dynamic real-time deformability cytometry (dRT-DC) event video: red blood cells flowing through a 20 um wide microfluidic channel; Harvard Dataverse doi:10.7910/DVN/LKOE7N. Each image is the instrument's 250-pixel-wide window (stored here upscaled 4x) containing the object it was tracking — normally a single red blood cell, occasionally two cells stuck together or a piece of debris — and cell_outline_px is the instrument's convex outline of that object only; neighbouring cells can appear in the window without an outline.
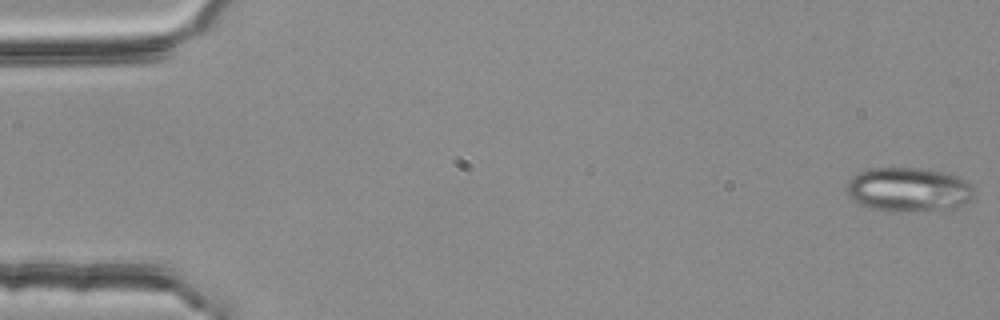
{"species": "common noctule bat (a hibernating species)", "species_latin": "Nyctalus noctula", "temperature_condition": "room temperature", "stored_images_in_passage": 54, "camera_frame_rate_fps": 3000, "um_per_image_px": 0.085, "animal": {"sex": "female", "body_mass_g": 25.1}, "frame": {"image": 1, "passage_image": 1, "time_ms": 0.0, "image_size_px": [1000, 320], "cell_outline_px": [[972, 196], [964, 204], [952, 208], [908, 212], [888, 212], [872, 208], [860, 204], [848, 196], [848, 180], [860, 172], [868, 168], [920, 168], [944, 172], [956, 176], [964, 180], [972, 188]], "centroid_in_image_um": [77.19, 16.12], "position_along_channel_um": 7.8, "area_um2": 32.6}}
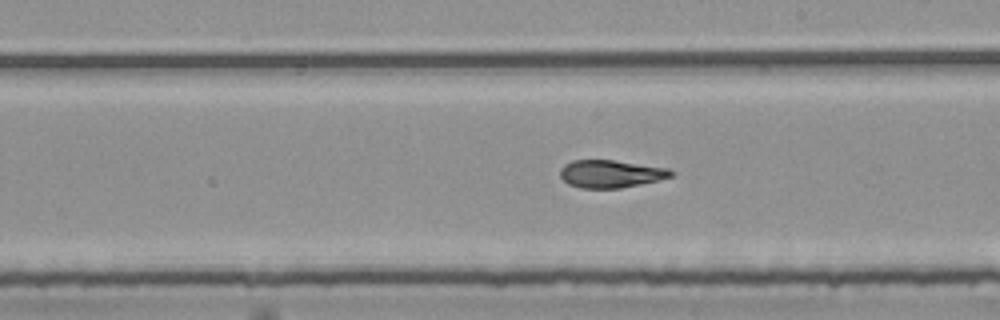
{"frame": {"image": 2, "passage_image": 31, "time_ms": 10.0, "image_size_px": [1000, 320], "cell_outline_px": [[676, 172], [672, 176], [660, 180], [620, 188], [580, 188], [568, 184], [560, 176], [560, 168], [564, 164], [572, 160], [612, 160], [668, 168]], "centroid_in_image_um": [51.91, 14.77], "position_along_channel_um": 237.1, "area_um2": 17.92}}
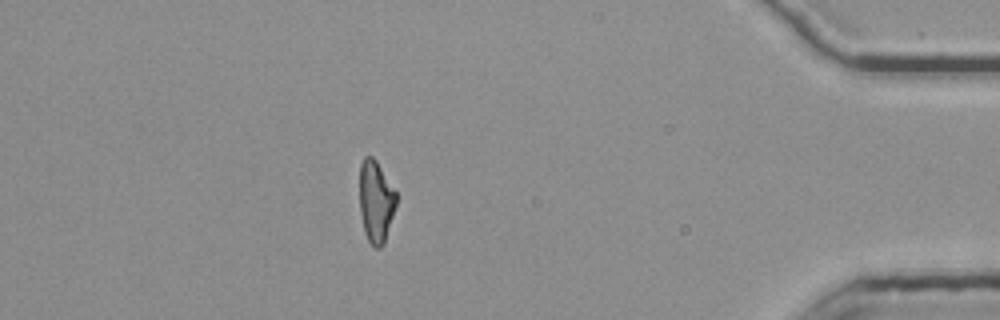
{"frame": {"image": 3, "passage_image": 48, "time_ms": 15.667, "image_size_px": [1000, 320], "cell_outline_px": [[396, 204], [384, 244], [380, 248], [376, 248], [368, 240], [364, 232], [360, 212], [360, 164], [364, 156], [372, 156], [376, 160], [396, 192]], "centroid_in_image_um": [31.94, 17.12], "position_along_channel_um": 403.3, "area_um2": 17.4}, "authors_computed_cell_mechanics": {"area_um2": 18.6405, "velocity_mm_per_s": 3.7869, "shape_relaxation_time_tau1_ms": 9.0648, "shape_relaxation_time_tau2_ms": 2.4694, "deformation_change_tau1": 0.2363, "deformation_change_tau2": 0.1052}}